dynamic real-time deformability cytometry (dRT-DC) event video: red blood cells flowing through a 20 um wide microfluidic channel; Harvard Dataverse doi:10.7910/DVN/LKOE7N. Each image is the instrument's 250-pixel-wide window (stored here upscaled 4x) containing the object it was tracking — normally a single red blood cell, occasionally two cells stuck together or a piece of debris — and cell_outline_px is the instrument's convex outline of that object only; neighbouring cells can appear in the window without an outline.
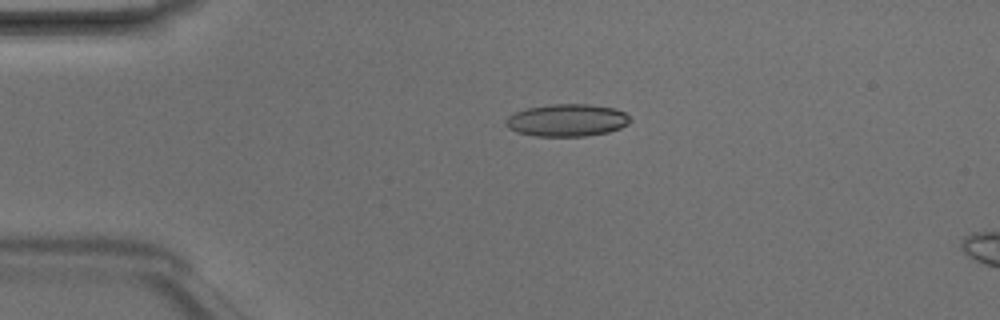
{"species": "Egyptian fruit bat (a non-hibernating species)", "species_latin": "Rousettus aegyptiacus", "temperature_condition": "room temperature", "stored_images_in_passage": 4, "camera_frame_rate_fps": 3000, "um_per_image_px": 0.085, "animal": {"sex": "male"}, "frame": {"image": 1, "passage_image": 2, "time_ms": 0.333, "image_size_px": [1000, 320], "cell_outline_px": [[632, 120], [628, 124], [620, 128], [608, 132], [584, 136], [536, 136], [516, 132], [508, 128], [504, 124], [504, 120], [508, 116], [516, 112], [528, 108], [548, 104], [588, 104], [616, 108], [624, 112]], "centroid_in_image_um": [48.18, 10.22], "position_along_channel_um": 36.8, "area_um2": 23.58}}